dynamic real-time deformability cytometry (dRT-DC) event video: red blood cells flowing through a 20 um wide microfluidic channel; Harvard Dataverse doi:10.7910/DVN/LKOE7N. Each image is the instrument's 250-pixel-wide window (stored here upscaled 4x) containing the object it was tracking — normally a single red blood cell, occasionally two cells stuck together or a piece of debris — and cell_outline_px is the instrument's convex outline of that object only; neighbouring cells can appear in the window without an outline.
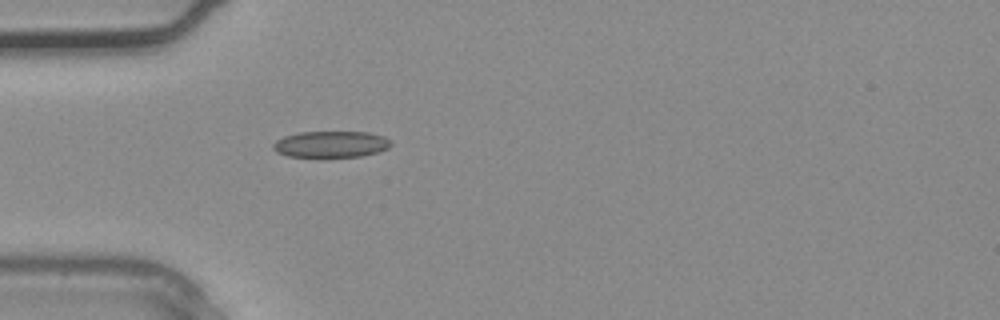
{"species": "common noctule bat (a hibernating species)", "species_latin": "Nyctalus noctula", "temperature_condition": "warm", "stored_images_in_passage": 1, "camera_frame_rate_fps": 3000, "um_per_image_px": 0.085, "animal": {"sex": "male", "body_mass_g": 20.4}, "frame": {"image": 1, "passage_image": 1, "time_ms": 0.0, "image_size_px": [1000, 320], "cell_outline_px": [[392, 144], [388, 148], [376, 152], [360, 156], [324, 160], [288, 156], [276, 152], [272, 148], [272, 144], [276, 140], [284, 136], [300, 132], [368, 132], [384, 136], [392, 140]], "centroid_in_image_um": [28.1, 12.3], "position_along_channel_um": 56.9, "area_um2": 19.02}}